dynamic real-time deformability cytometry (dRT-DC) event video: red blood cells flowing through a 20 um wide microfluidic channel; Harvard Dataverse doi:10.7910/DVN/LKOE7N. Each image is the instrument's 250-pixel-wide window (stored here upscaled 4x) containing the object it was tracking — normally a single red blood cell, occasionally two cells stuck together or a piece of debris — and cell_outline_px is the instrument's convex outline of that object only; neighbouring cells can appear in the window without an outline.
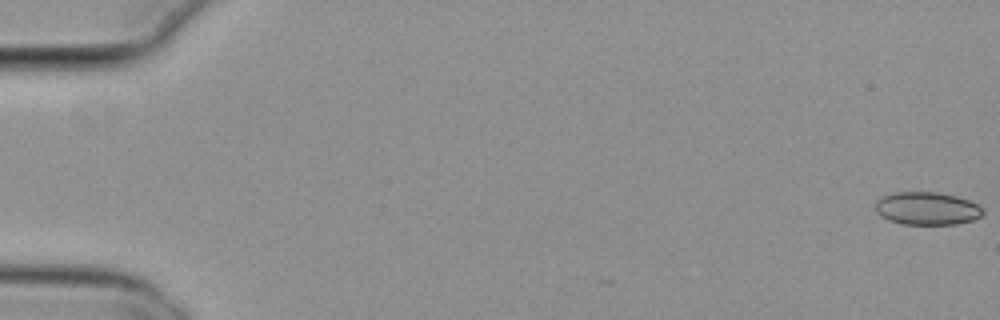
{"species": "common noctule bat (a hibernating species)", "species_latin": "Nyctalus noctula", "temperature_condition": "cold", "stored_images_in_passage": 8, "camera_frame_rate_fps": 3000, "um_per_image_px": 0.085, "animal": {"sex": "female", "body_mass_g": 29.2, "forearm_length_mm": 56.3}, "frame": {"image": 1, "passage_image": 1, "time_ms": 0.0, "image_size_px": [1000, 320], "cell_outline_px": [[984, 212], [980, 216], [972, 220], [956, 224], [900, 224], [888, 220], [880, 216], [876, 212], [876, 200], [892, 192], [936, 192], [956, 196], [968, 200], [984, 208]], "centroid_in_image_um": [78.77, 17.72], "position_along_channel_um": 6.2, "area_um2": 20.63}}